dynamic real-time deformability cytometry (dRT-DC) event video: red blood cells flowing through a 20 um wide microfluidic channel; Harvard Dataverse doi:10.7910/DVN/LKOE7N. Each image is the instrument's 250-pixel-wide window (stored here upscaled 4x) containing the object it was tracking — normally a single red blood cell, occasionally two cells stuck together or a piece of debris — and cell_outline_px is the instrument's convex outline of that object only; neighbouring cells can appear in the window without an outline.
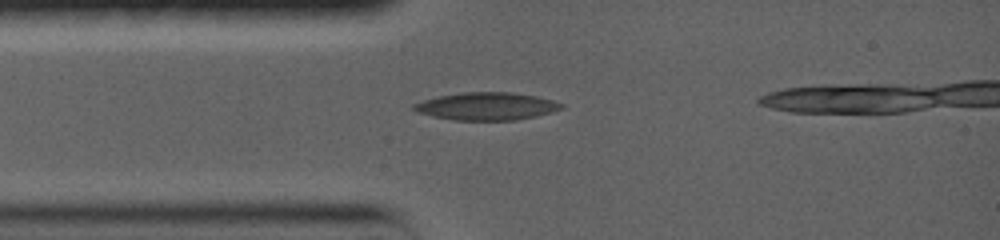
{"species": "common noctule bat (a hibernating species)", "species_latin": "Nyctalus noctula", "temperature_condition": "warm", "stored_images_in_passage": 18, "camera_frame_rate_fps": 5000, "um_per_image_px": 0.085, "animal": {"sex": "female", "body_mass_g": 19.0, "forearm_length_mm": 56.7}, "frame": {"image": 1, "passage_image": 3, "time_ms": 1.6, "image_size_px": [1000, 240], "cell_outline_px": [[564, 108], [552, 112], [536, 116], [516, 120], [452, 120], [432, 116], [420, 112], [412, 108], [412, 104], [424, 100], [440, 96], [460, 92], [512, 92], [536, 96], [552, 100], [564, 104]], "centroid_in_image_um": [41.39, 9.03], "position_along_channel_um": 43.6, "area_um2": 23.76}}
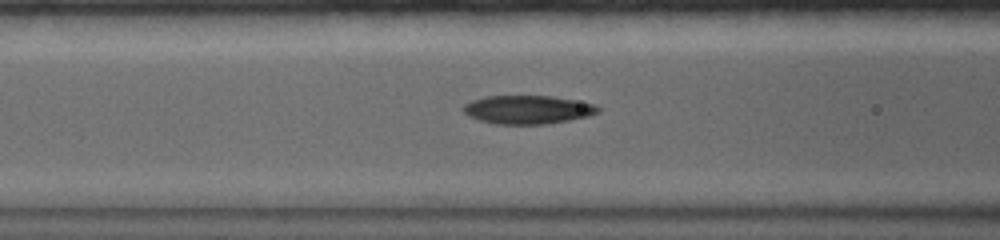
{"frame": {"image": 2, "passage_image": 6, "time_ms": 3.8, "image_size_px": [1000, 240], "cell_outline_px": [[600, 112], [588, 116], [568, 120], [544, 124], [496, 124], [480, 120], [468, 116], [460, 108], [464, 104], [472, 100], [484, 96], [552, 96], [596, 104], [600, 108]], "centroid_in_image_um": [44.83, 9.31], "position_along_channel_um": 121.8, "area_um2": 22.43}}
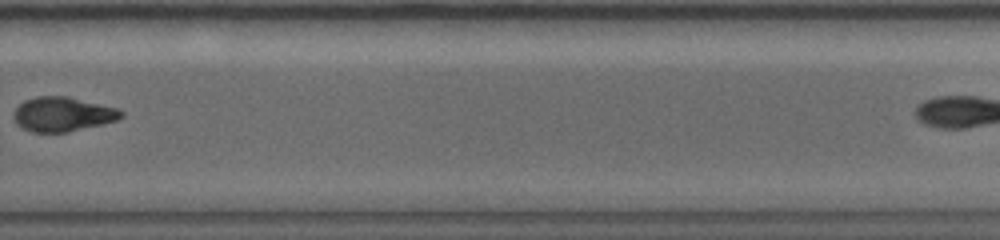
{"frame": {"image": 3, "passage_image": 13, "time_ms": 9.4, "image_size_px": [1000, 240], "cell_outline_px": [[124, 116], [116, 120], [68, 132], [32, 132], [20, 128], [16, 124], [16, 108], [24, 100], [36, 96], [68, 96], [116, 108], [124, 112]], "centroid_in_image_um": [5.32, 9.7], "position_along_channel_um": 324.5, "area_um2": 21.33}}